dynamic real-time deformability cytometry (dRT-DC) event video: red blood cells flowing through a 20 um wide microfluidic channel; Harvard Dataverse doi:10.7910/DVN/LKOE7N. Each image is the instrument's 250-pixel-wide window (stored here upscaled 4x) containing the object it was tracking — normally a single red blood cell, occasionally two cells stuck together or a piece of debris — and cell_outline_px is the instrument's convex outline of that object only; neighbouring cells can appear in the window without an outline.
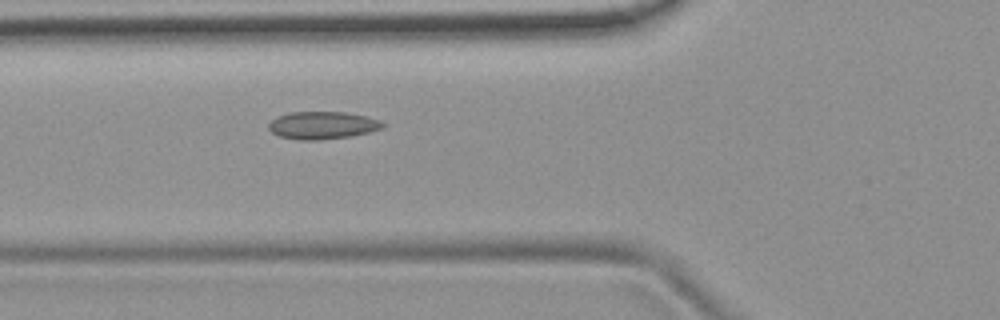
{"species": "common noctule bat (a hibernating species)", "species_latin": "Nyctalus noctula", "temperature_condition": "room temperature", "stored_images_in_passage": 5, "camera_frame_rate_fps": 3000, "um_per_image_px": 0.085, "animal": {"sex": "female", "body_mass_g": 19.9}, "frame": {"image": 1, "passage_image": 5, "time_ms": 5.333, "image_size_px": [1000, 320], "cell_outline_px": [[388, 124], [384, 128], [352, 136], [316, 140], [300, 140], [280, 136], [272, 132], [268, 128], [268, 124], [276, 116], [292, 112], [344, 112], [364, 116], [380, 120]], "centroid_in_image_um": [27.43, 10.65], "position_along_channel_um": 98.4, "area_um2": 18.32}}